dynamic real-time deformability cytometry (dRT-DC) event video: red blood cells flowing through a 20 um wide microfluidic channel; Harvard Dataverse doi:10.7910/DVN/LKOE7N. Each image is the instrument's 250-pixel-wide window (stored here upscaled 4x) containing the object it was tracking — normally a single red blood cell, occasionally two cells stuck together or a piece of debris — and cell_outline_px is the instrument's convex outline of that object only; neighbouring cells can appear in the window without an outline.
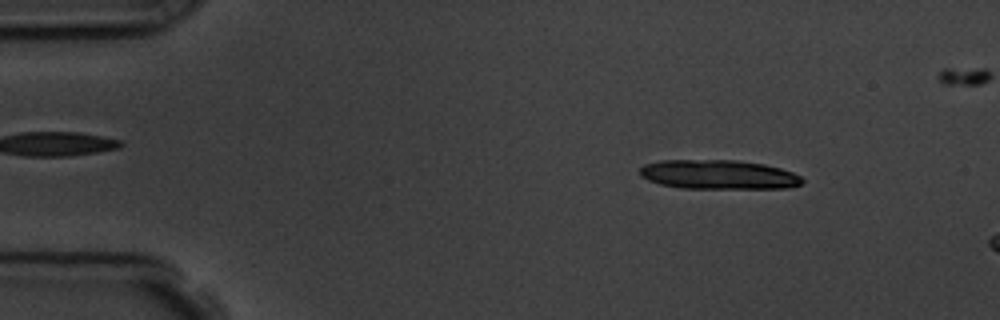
{"species": "common noctule bat (a hibernating species)", "species_latin": "Nyctalus noctula", "temperature_condition": "room temperature", "stored_images_in_passage": 4, "camera_frame_rate_fps": 3000, "um_per_image_px": 0.085, "animal": {"sex": "male", "body_mass_g": 19.5, "forearm_length_mm": 54.6}, "frame": {"image": 1, "passage_image": 1, "time_ms": 0.0, "image_size_px": [1000, 320], "cell_outline_px": [[804, 180], [800, 184], [788, 188], [680, 188], [660, 184], [648, 180], [640, 176], [640, 168], [644, 164], [660, 160], [736, 160], [764, 164], [780, 168], [792, 172], [800, 176]], "centroid_in_image_um": [61.05, 14.84], "position_along_channel_um": 24.0, "area_um2": 27.74}}